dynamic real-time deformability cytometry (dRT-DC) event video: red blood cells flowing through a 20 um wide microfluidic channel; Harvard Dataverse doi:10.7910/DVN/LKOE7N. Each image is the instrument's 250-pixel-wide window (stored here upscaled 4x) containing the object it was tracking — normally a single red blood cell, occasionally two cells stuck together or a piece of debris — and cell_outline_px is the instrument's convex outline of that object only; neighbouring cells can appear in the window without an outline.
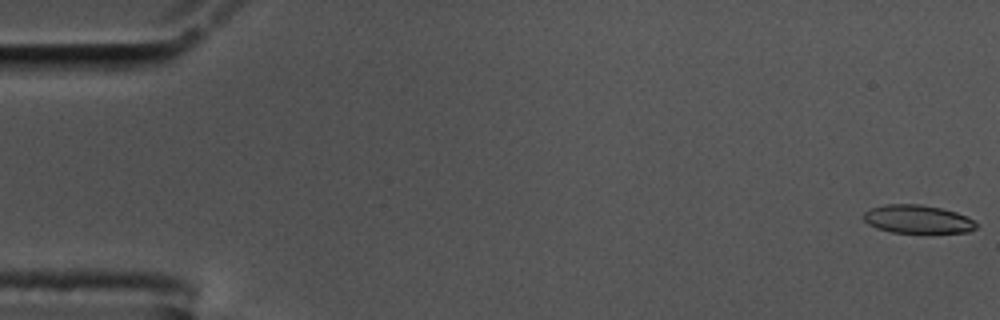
{"species": "common noctule bat (a hibernating species)", "species_latin": "Nyctalus noctula", "temperature_condition": "cold", "stored_images_in_passage": 57, "camera_frame_rate_fps": 3000, "um_per_image_px": 0.085, "animal": {"sex": "male", "body_mass_g": 17.5, "forearm_length_mm": 52.3}, "frame": {"image": 1, "passage_image": 1, "time_ms": 0.0, "image_size_px": [1000, 320], "cell_outline_px": [[976, 228], [968, 232], [892, 232], [876, 228], [868, 224], [864, 220], [864, 212], [872, 208], [884, 204], [920, 204], [940, 208], [956, 212], [968, 216], [976, 224]], "centroid_in_image_um": [77.98, 18.62], "position_along_channel_um": 7.0, "area_um2": 18.38}}
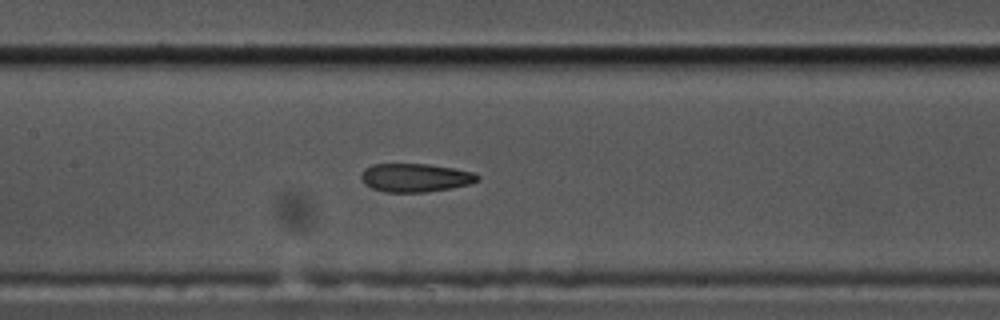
{"frame": {"image": 2, "passage_image": 27, "time_ms": 8.667, "image_size_px": [1000, 320], "cell_outline_px": [[480, 180], [468, 184], [452, 188], [424, 192], [384, 192], [372, 188], [364, 184], [360, 180], [360, 176], [364, 168], [372, 164], [428, 164], [452, 168], [472, 172], [480, 176]], "centroid_in_image_um": [35.26, 15.1], "position_along_channel_um": 172.1, "area_um2": 19.36}}
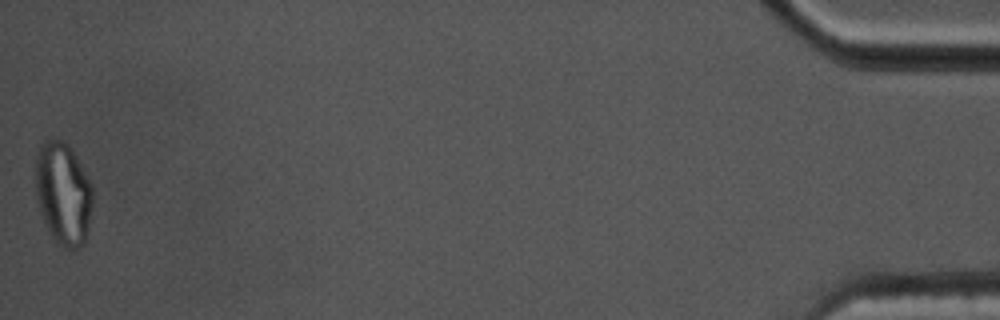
{"frame": {"image": 3, "passage_image": 57, "time_ms": 18.667, "image_size_px": [1000, 320], "cell_outline_px": [[92, 204], [84, 244], [80, 248], [64, 248], [56, 244], [52, 240], [48, 232], [40, 212], [36, 200], [36, 156], [40, 144], [44, 140], [52, 136], [60, 140], [72, 152], [92, 184]], "centroid_in_image_um": [5.33, 16.48], "position_along_channel_um": 429.9, "area_um2": 34.22}, "authors_computed_cell_mechanics": {"area_um2": 20.1722, "velocity_mm_per_s": 3.5491, "shape_relaxation_time_tau1_ms": null, "shape_relaxation_time_tau2_ms": 1.4757, "deformation_change_tau1": null, "deformation_change_tau2": 0.0853}}